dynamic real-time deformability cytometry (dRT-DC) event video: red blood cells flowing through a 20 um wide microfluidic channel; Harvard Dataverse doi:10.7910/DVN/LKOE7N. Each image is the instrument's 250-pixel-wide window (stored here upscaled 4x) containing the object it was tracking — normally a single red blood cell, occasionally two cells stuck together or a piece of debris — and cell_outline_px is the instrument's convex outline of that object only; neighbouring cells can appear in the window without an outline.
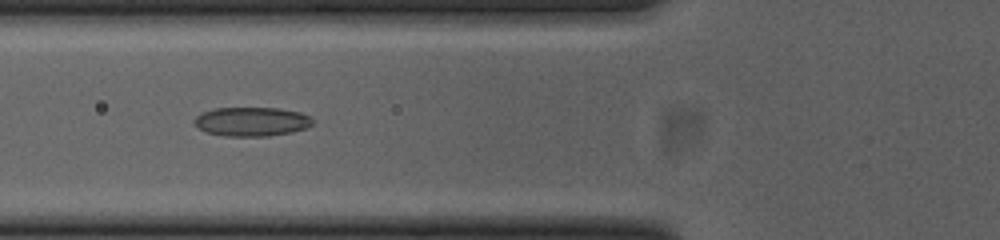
{"species": "common noctule bat (a hibernating species)", "species_latin": "Nyctalus noctula", "temperature_condition": "cold", "stored_images_in_passage": 39, "camera_frame_rate_fps": 3000, "um_per_image_px": 0.085, "animal": {"sex": "female", "body_mass_g": 23.0, "forearm_length_mm": 53.4}, "frame": {"image": 1, "passage_image": 6, "time_ms": 1.667, "image_size_px": [1000, 240], "cell_outline_px": [[312, 124], [304, 128], [292, 132], [268, 136], [228, 136], [208, 132], [192, 124], [192, 120], [200, 112], [216, 108], [280, 108], [300, 112], [308, 116], [312, 120]], "centroid_in_image_um": [21.34, 10.33], "position_along_channel_um": 104.5, "area_um2": 20.0}}
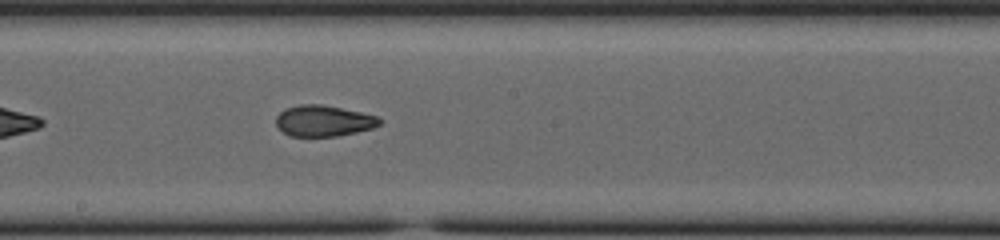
{"frame": {"image": 2, "passage_image": 15, "time_ms": 4.667, "image_size_px": [1000, 240], "cell_outline_px": [[384, 120], [380, 124], [372, 128], [340, 136], [292, 136], [284, 132], [276, 124], [276, 116], [284, 108], [300, 104], [320, 104], [360, 112], [376, 116]], "centroid_in_image_um": [27.5, 10.27], "position_along_channel_um": 220.7, "area_um2": 18.67}}
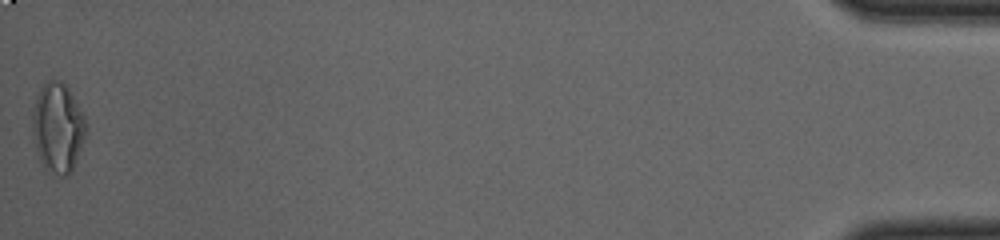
{"frame": {"image": 3, "passage_image": 39, "time_ms": 12.667, "image_size_px": [1000, 240], "cell_outline_px": [[84, 136], [72, 168], [68, 176], [60, 176], [48, 172], [40, 160], [36, 148], [32, 128], [32, 116], [36, 96], [40, 88], [48, 80], [60, 80], [68, 88], [84, 116]], "centroid_in_image_um": [4.87, 10.84], "position_along_channel_um": 430.3, "area_um2": 27.28}, "authors_computed_cell_mechanics": {"area_um2": 19.2474, "velocity_mm_per_s": 3.8704, "shape_relaxation_time_tau1_ms": null, "shape_relaxation_time_tau2_ms": 2.4676, "deformation_change_tau1": null, "deformation_change_tau2": 0.0795}}